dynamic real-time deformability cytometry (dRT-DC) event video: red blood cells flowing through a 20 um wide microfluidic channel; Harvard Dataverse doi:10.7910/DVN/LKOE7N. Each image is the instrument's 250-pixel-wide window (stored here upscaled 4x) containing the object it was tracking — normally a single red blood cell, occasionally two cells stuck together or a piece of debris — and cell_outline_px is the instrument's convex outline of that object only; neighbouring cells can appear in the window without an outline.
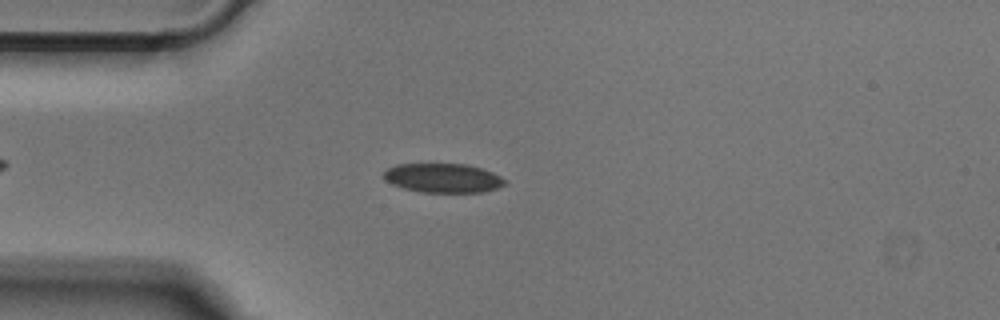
{"species": "Egyptian fruit bat (a non-hibernating species)", "species_latin": "Rousettus aegyptiacus", "temperature_condition": "cold", "stored_images_in_passage": 47, "camera_frame_rate_fps": 3000, "um_per_image_px": 0.085, "animal": {"sex": "male"}, "frame": {"image": 1, "passage_image": 12, "time_ms": 3.667, "image_size_px": [1000, 320], "cell_outline_px": [[508, 184], [496, 188], [480, 192], [420, 192], [404, 188], [392, 184], [384, 180], [384, 172], [388, 168], [396, 164], [464, 164], [480, 168], [492, 172], [508, 180]], "centroid_in_image_um": [37.66, 15.13], "position_along_channel_um": 47.3, "area_um2": 20.58}}
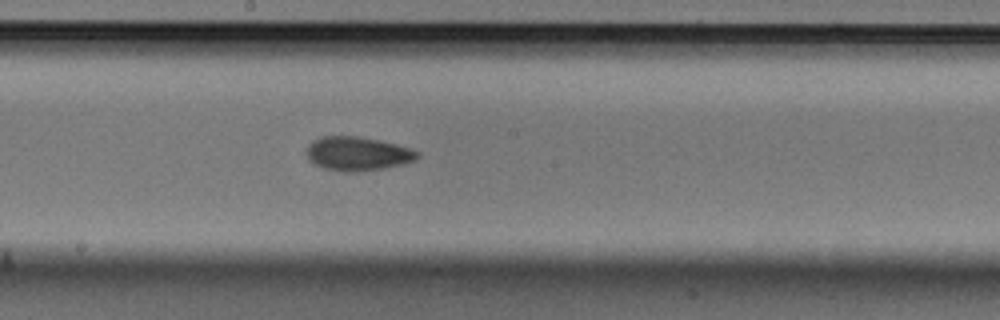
{"frame": {"image": 2, "passage_image": 26, "time_ms": 8.333, "image_size_px": [1000, 320], "cell_outline_px": [[420, 156], [416, 160], [404, 164], [384, 168], [356, 172], [344, 172], [324, 168], [312, 164], [308, 160], [308, 144], [312, 140], [320, 136], [356, 136], [396, 144], [420, 152]], "centroid_in_image_um": [30.38, 13.07], "position_along_channel_um": 217.8, "area_um2": 21.96}}
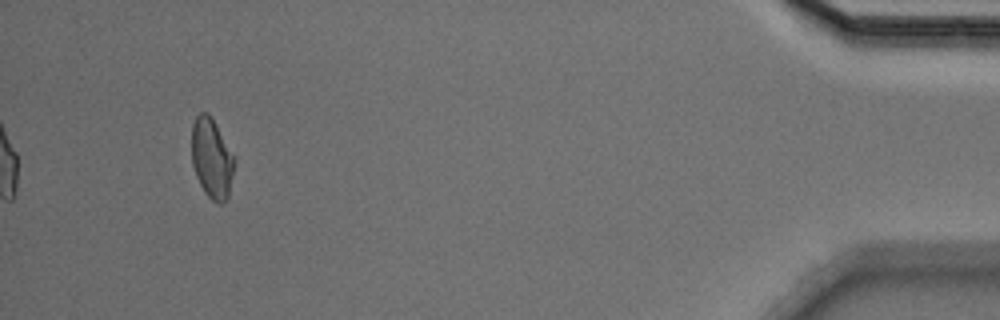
{"frame": {"image": 3, "passage_image": 47, "time_ms": 15.333, "image_size_px": [1000, 320], "cell_outline_px": [[236, 164], [228, 196], [220, 204], [212, 200], [204, 192], [196, 176], [192, 164], [192, 124], [196, 116], [200, 112], [208, 112], [236, 160]], "centroid_in_image_um": [18.0, 13.47], "position_along_channel_um": 417.2, "area_um2": 19.77}}